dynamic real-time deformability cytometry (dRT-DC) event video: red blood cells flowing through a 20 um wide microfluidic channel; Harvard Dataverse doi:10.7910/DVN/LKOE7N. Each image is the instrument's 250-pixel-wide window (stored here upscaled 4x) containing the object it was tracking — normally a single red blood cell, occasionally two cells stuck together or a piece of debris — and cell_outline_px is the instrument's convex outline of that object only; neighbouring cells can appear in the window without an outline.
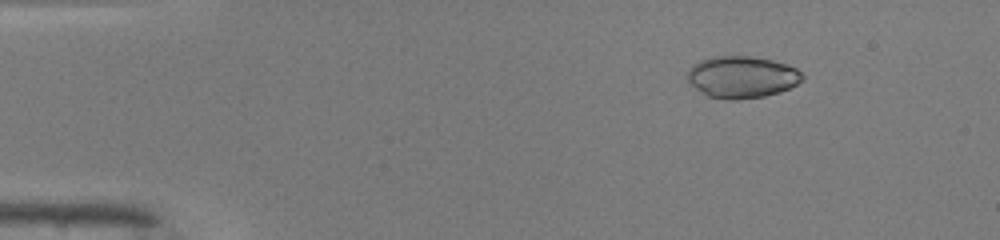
{"species": "common noctule bat (a hibernating species)", "species_latin": "Nyctalus noctula", "temperature_condition": "warm", "stored_images_in_passage": 44, "camera_frame_rate_fps": 3000, "um_per_image_px": 0.085, "animal": {"sex": "male", "body_mass_g": 19.0, "forearm_length_mm": 50.8}, "frame": {"image": 1, "passage_image": 2, "time_ms": 0.333, "image_size_px": [1000, 240], "cell_outline_px": [[804, 80], [780, 92], [764, 96], [732, 100], [708, 96], [696, 88], [688, 80], [688, 72], [700, 60], [712, 56], [748, 56], [772, 60], [796, 68], [804, 76]], "centroid_in_image_um": [63.09, 6.54], "position_along_channel_um": 21.9, "area_um2": 27.63}}
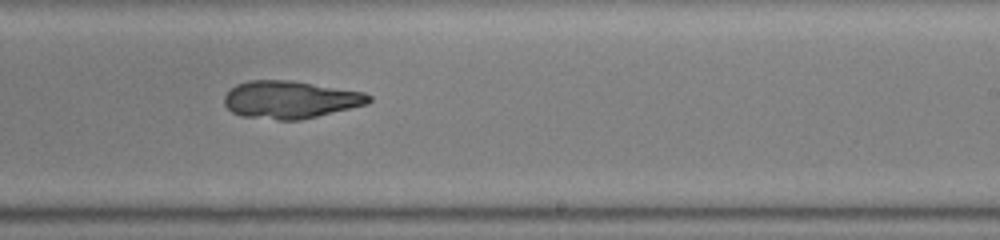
{"frame": {"image": 2, "passage_image": 26, "time_ms": 8.333, "image_size_px": [1000, 240], "cell_outline_px": [[372, 100], [368, 104], [300, 120], [276, 120], [240, 116], [232, 112], [224, 104], [224, 96], [236, 84], [248, 80], [288, 80], [364, 92], [372, 96]], "centroid_in_image_um": [24.66, 8.47], "position_along_channel_um": 264.3, "area_um2": 31.62}}
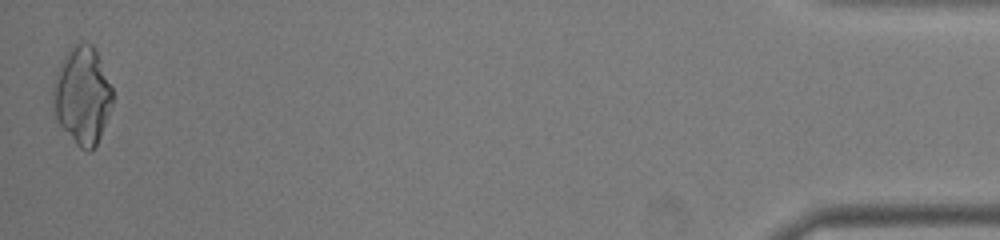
{"frame": {"image": 3, "passage_image": 44, "time_ms": 14.333, "image_size_px": [1000, 240], "cell_outline_px": [[112, 104], [108, 116], [100, 136], [96, 144], [88, 152], [80, 148], [76, 144], [60, 124], [56, 116], [52, 88], [56, 76], [68, 52], [80, 40], [92, 44], [96, 52], [112, 88]], "centroid_in_image_um": [7.01, 8.13], "position_along_channel_um": 428.2, "area_um2": 32.83}}